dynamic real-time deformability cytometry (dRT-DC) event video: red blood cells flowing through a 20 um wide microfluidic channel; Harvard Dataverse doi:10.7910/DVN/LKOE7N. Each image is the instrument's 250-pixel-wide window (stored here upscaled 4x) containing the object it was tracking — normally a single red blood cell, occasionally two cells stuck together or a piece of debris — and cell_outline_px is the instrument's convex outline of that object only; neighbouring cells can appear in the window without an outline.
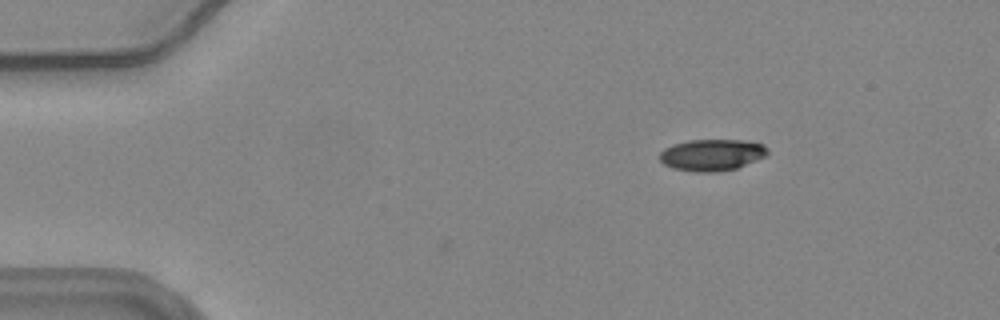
{"species": "common noctule bat (a hibernating species)", "species_latin": "Nyctalus noctula", "temperature_condition": "warm", "stored_images_in_passage": 4, "camera_frame_rate_fps": 3000, "um_per_image_px": 0.085, "animal": {"sex": "female", "body_mass_g": 24.6, "forearm_length_mm": 56.2}, "frame": {"image": 1, "passage_image": 4, "time_ms": 1.0, "image_size_px": [1000, 320], "cell_outline_px": [[768, 152], [764, 156], [756, 160], [736, 168], [712, 172], [700, 172], [672, 168], [664, 164], [660, 160], [660, 152], [664, 148], [672, 144], [688, 140], [744, 140], [764, 144], [768, 148]], "centroid_in_image_um": [60.49, 13.15], "position_along_channel_um": 24.5, "area_um2": 19.77}}